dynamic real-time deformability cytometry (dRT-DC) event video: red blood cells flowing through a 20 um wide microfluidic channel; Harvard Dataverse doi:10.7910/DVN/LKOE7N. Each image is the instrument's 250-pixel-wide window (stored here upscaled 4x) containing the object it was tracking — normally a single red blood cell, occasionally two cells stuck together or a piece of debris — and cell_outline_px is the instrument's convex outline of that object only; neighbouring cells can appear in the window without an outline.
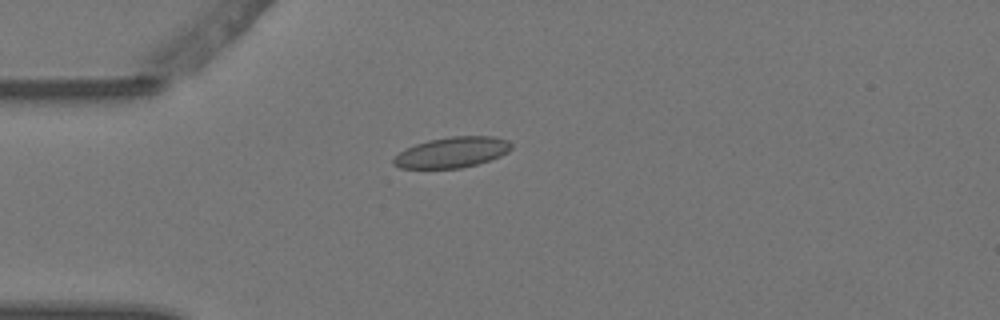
{"species": "Egyptian fruit bat (a non-hibernating species)", "species_latin": "Rousettus aegyptiacus", "temperature_condition": "warm", "stored_images_in_passage": 4, "camera_frame_rate_fps": 3000, "um_per_image_px": 0.085, "animal": {"sex": "female"}, "frame": {"image": 1, "passage_image": 4, "time_ms": 1.0, "image_size_px": [1000, 320], "cell_outline_px": [[512, 148], [508, 152], [500, 156], [476, 164], [460, 168], [400, 168], [392, 164], [392, 160], [404, 148], [428, 140], [452, 136], [492, 136], [508, 140], [512, 144]], "centroid_in_image_um": [38.42, 12.94], "position_along_channel_um": 46.6, "area_um2": 20.98}}